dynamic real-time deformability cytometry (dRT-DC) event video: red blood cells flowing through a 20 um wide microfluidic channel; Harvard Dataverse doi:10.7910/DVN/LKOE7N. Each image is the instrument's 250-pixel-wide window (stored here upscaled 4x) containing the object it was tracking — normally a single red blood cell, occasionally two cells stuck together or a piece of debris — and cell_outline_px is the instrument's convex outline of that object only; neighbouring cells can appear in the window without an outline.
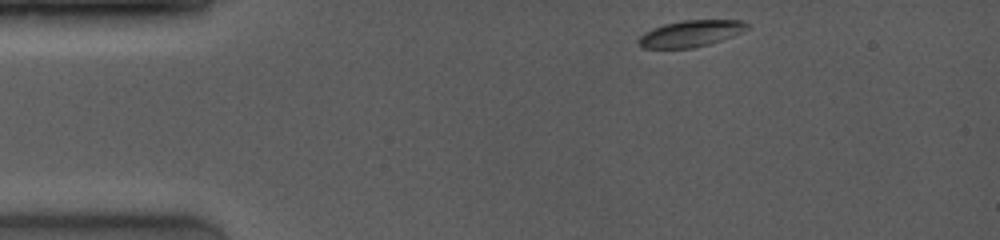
{"species": "common noctule bat (a hibernating species)", "species_latin": "Nyctalus noctula", "temperature_condition": "room temperature", "stored_images_in_passage": 3, "camera_frame_rate_fps": 4000, "um_per_image_px": 0.085, "animal": {"sex": "female", "body_mass_g": 19.0, "forearm_length_mm": 53.3}, "frame": {"image": 1, "passage_image": 1, "time_ms": 0.0, "image_size_px": [1000, 240], "cell_outline_px": [[752, 24], [744, 32], [708, 44], [692, 48], [644, 48], [636, 44], [636, 40], [644, 32], [652, 28], [664, 24], [680, 20], [744, 20]], "centroid_in_image_um": [58.71, 2.84], "position_along_channel_um": 26.3, "area_um2": 16.99}}